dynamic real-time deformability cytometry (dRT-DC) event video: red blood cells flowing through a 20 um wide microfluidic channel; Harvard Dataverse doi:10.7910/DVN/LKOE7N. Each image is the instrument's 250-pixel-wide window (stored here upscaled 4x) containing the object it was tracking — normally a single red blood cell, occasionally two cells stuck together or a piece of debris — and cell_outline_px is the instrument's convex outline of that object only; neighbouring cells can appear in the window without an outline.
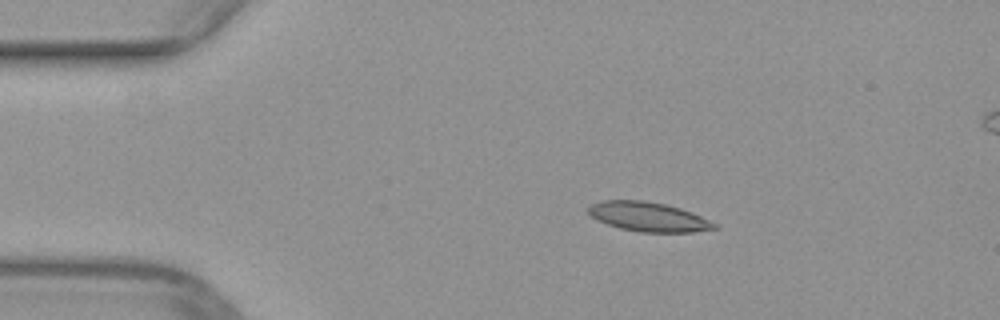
{"species": "common noctule bat (a hibernating species)", "species_latin": "Nyctalus noctula", "temperature_condition": "warm", "stored_images_in_passage": 12, "camera_frame_rate_fps": 3000, "um_per_image_px": 0.085, "animal": {"sex": "female", "body_mass_g": 29.2, "forearm_length_mm": 56.3}, "frame": {"image": 1, "passage_image": 7, "time_ms": 2.0, "image_size_px": [1000, 320], "cell_outline_px": [[720, 228], [692, 232], [640, 232], [620, 228], [596, 220], [588, 216], [588, 204], [604, 200], [644, 200], [664, 204], [680, 208], [692, 212], [716, 224]], "centroid_in_image_um": [55.06, 18.42], "position_along_channel_um": 29.9, "area_um2": 21.68}}